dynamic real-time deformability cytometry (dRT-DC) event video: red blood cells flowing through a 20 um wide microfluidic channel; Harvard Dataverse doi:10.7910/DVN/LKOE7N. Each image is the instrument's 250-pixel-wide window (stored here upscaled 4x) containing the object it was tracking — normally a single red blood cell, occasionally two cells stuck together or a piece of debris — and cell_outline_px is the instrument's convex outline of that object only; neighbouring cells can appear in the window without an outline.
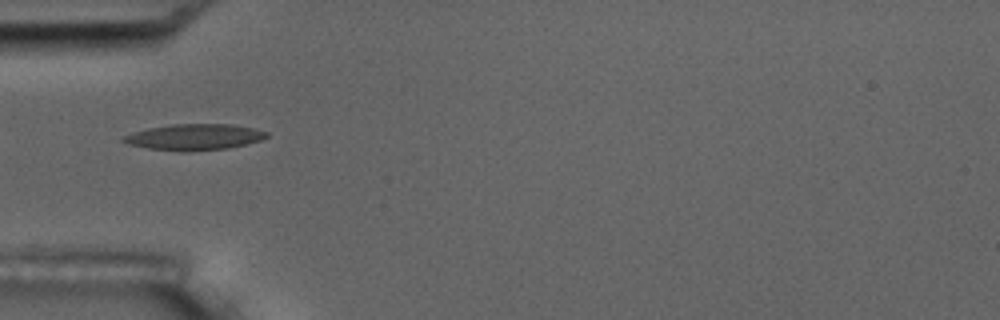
{"species": "common noctule bat (a hibernating species)", "species_latin": "Nyctalus noctula", "temperature_condition": "room temperature", "stored_images_in_passage": 4, "camera_frame_rate_fps": 3000, "um_per_image_px": 0.085, "animal": {"sex": "male", "body_mass_g": 17.5, "forearm_length_mm": 52.3}, "frame": {"image": 1, "passage_image": 3, "time_ms": 2.333, "image_size_px": [1000, 320], "cell_outline_px": [[268, 136], [260, 140], [228, 148], [188, 152], [180, 152], [148, 148], [128, 144], [120, 140], [120, 136], [132, 132], [148, 128], [172, 124], [232, 124], [252, 128], [268, 132]], "centroid_in_image_um": [16.45, 11.65], "position_along_channel_um": 68.6, "area_um2": 21.91}}